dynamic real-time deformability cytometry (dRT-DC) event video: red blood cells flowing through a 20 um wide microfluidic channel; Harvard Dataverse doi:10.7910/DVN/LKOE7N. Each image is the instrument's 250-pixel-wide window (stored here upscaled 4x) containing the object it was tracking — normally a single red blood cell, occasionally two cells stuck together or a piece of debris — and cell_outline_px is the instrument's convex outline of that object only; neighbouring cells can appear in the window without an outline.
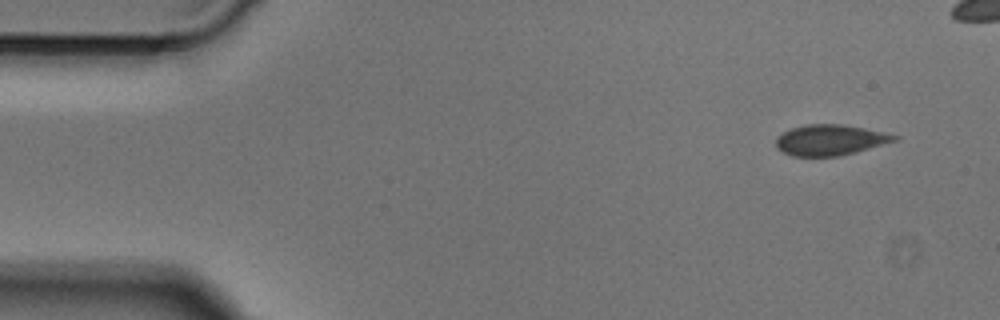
{"species": "Egyptian fruit bat (a non-hibernating species)", "species_latin": "Rousettus aegyptiacus", "temperature_condition": "cold", "stored_images_in_passage": 42, "camera_frame_rate_fps": 3000, "um_per_image_px": 0.085, "animal": {"sex": "male"}, "frame": {"image": 1, "passage_image": 1, "time_ms": 0.0, "image_size_px": [1000, 320], "cell_outline_px": [[900, 140], [856, 152], [840, 156], [792, 156], [776, 148], [776, 136], [792, 128], [804, 124], [844, 124], [864, 128], [900, 136]], "centroid_in_image_um": [70.58, 11.9], "position_along_channel_um": 14.4, "area_um2": 21.33}}
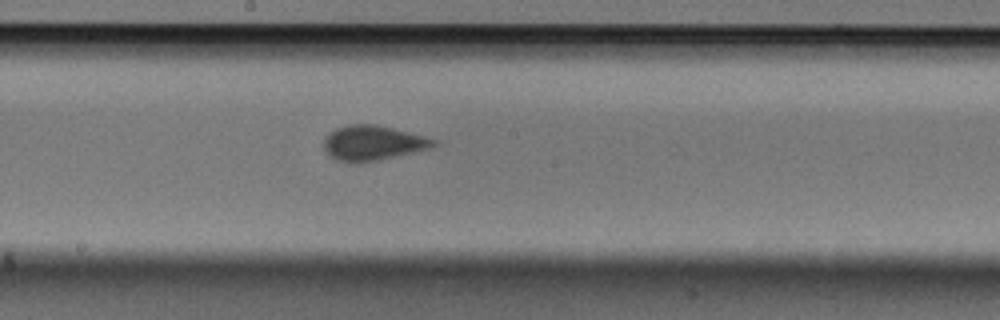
{"frame": {"image": 2, "passage_image": 23, "time_ms": 7.333, "image_size_px": [1000, 320], "cell_outline_px": [[440, 144], [432, 148], [380, 160], [360, 164], [348, 164], [336, 160], [328, 156], [324, 148], [324, 136], [336, 128], [348, 124], [376, 124], [440, 140]], "centroid_in_image_um": [31.69, 12.18], "position_along_channel_um": 216.5, "area_um2": 23.0}}
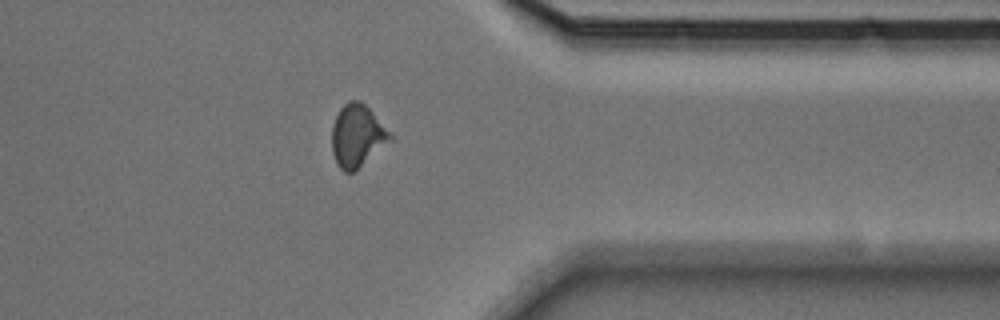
{"frame": {"image": 3, "passage_image": 36, "time_ms": 11.667, "image_size_px": [1000, 320], "cell_outline_px": [[392, 140], [356, 172], [344, 172], [336, 164], [332, 152], [332, 124], [340, 108], [348, 100], [360, 100], [372, 112], [392, 136]], "centroid_in_image_um": [30.34, 11.58], "position_along_channel_um": 381.1, "area_um2": 21.27}}